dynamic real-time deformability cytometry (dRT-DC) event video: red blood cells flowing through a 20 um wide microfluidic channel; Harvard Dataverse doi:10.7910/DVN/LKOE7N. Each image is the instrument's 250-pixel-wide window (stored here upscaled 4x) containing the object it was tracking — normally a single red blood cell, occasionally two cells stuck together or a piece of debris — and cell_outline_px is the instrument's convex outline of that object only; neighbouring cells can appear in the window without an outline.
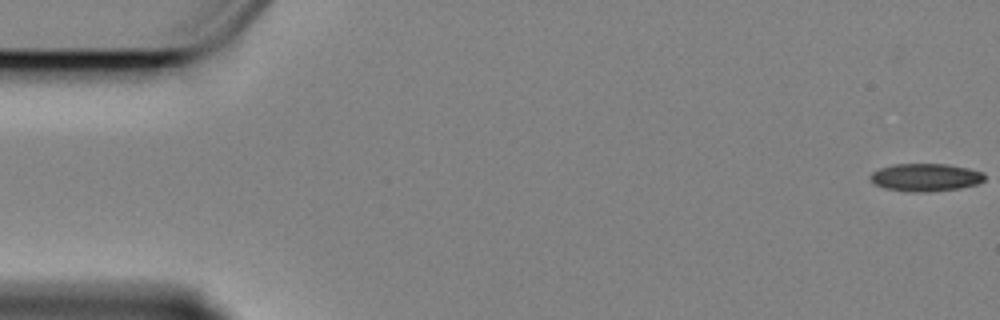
{"species": "Egyptian fruit bat (a non-hibernating species)", "species_latin": "Rousettus aegyptiacus", "temperature_condition": "cold", "stored_images_in_passage": 14, "camera_frame_rate_fps": 3000, "um_per_image_px": 0.085, "animal": {"sex": "female"}, "frame": {"image": 1, "passage_image": 1, "time_ms": 0.0, "image_size_px": [1000, 320], "cell_outline_px": [[984, 180], [976, 184], [960, 188], [916, 192], [912, 192], [888, 188], [876, 184], [868, 176], [872, 172], [880, 168], [892, 164], [948, 164], [968, 168], [984, 172]], "centroid_in_image_um": [78.68, 15.05], "position_along_channel_um": 6.3, "area_um2": 18.21}}